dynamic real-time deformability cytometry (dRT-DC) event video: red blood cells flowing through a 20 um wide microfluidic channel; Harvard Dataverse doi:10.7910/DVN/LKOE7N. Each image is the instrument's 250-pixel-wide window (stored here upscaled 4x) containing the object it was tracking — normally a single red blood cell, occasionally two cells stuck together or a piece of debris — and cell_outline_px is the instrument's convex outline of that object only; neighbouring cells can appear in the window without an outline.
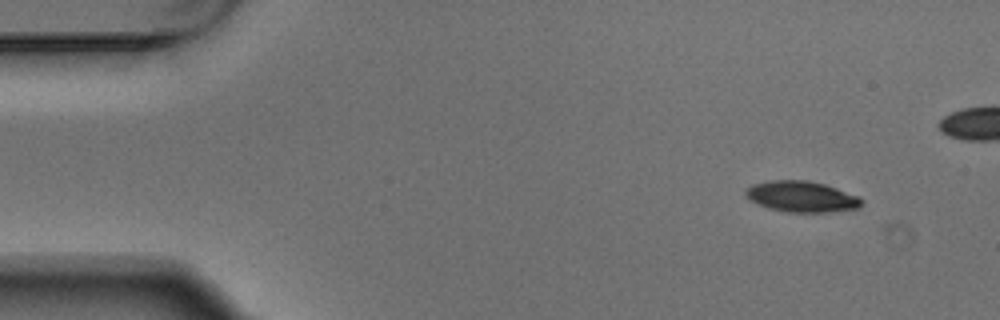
{"species": "Egyptian fruit bat (a non-hibernating species)", "species_latin": "Rousettus aegyptiacus", "temperature_condition": "warm", "stored_images_in_passage": 5, "camera_frame_rate_fps": 3000, "um_per_image_px": 0.085, "animal": {"sex": "male"}, "frame": {"image": 1, "passage_image": 1, "time_ms": 0.0, "image_size_px": [1000, 320], "cell_outline_px": [[864, 200], [856, 208], [828, 212], [788, 212], [768, 208], [756, 204], [744, 192], [752, 184], [768, 180], [808, 180], [824, 184], [860, 196]], "centroid_in_image_um": [68.13, 16.7], "position_along_channel_um": 16.9, "area_um2": 20.81}}